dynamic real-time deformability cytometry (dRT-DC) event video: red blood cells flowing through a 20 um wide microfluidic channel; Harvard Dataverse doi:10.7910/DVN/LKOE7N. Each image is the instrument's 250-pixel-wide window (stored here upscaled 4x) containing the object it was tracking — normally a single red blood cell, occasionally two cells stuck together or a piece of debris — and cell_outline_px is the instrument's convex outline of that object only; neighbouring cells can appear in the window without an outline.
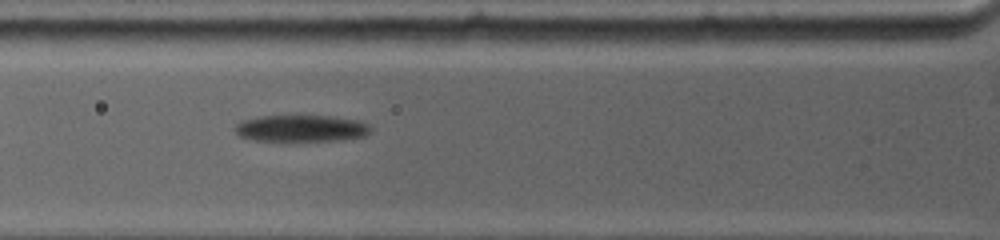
{"species": "common noctule bat (a hibernating species)", "species_latin": "Nyctalus noctula", "temperature_condition": "warm", "stored_images_in_passage": 3, "camera_frame_rate_fps": 4500, "um_per_image_px": 0.085, "animal": {"sex": "female", "body_mass_g": 19.0, "forearm_length_mm": 53.3}, "frame": {"image": 1, "passage_image": 3, "time_ms": 2.0, "image_size_px": [1000, 240], "cell_outline_px": [[372, 128], [364, 136], [344, 140], [248, 140], [240, 136], [236, 132], [236, 124], [240, 120], [260, 116], [332, 116], [356, 120], [368, 124]], "centroid_in_image_um": [25.58, 10.9], "position_along_channel_um": 100.2, "area_um2": 20.92}}